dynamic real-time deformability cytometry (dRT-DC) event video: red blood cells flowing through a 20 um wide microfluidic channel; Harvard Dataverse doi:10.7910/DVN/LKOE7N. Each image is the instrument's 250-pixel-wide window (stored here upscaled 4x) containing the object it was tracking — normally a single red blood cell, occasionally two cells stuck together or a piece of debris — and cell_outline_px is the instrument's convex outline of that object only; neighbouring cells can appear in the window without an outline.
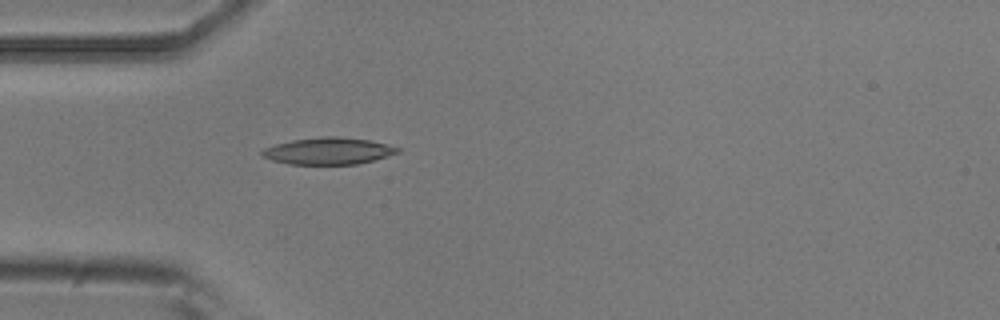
{"species": "common noctule bat (a hibernating species)", "species_latin": "Nyctalus noctula", "temperature_condition": "room temperature", "stored_images_in_passage": 5, "camera_frame_rate_fps": 3000, "um_per_image_px": 0.085, "animal": {"sex": "male", "body_mass_g": 20.5, "forearm_length_mm": 52.5}, "frame": {"image": 1, "passage_image": 5, "time_ms": 1.333, "image_size_px": [1000, 320], "cell_outline_px": [[400, 152], [372, 160], [356, 164], [288, 164], [272, 160], [264, 156], [260, 152], [264, 148], [276, 144], [292, 140], [320, 136], [336, 136], [368, 140], [400, 148]], "centroid_in_image_um": [27.88, 12.83], "position_along_channel_um": 57.1, "area_um2": 20.92}}